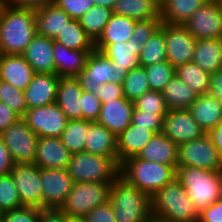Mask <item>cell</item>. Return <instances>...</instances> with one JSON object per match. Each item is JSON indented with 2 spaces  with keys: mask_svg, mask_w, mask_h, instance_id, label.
<instances>
[{
  "mask_svg": "<svg viewBox=\"0 0 222 222\" xmlns=\"http://www.w3.org/2000/svg\"><path fill=\"white\" fill-rule=\"evenodd\" d=\"M37 34L35 10L6 5L0 13V54L21 55Z\"/></svg>",
  "mask_w": 222,
  "mask_h": 222,
  "instance_id": "1",
  "label": "cell"
},
{
  "mask_svg": "<svg viewBox=\"0 0 222 222\" xmlns=\"http://www.w3.org/2000/svg\"><path fill=\"white\" fill-rule=\"evenodd\" d=\"M152 217L165 222H198L200 212L175 178L151 196Z\"/></svg>",
  "mask_w": 222,
  "mask_h": 222,
  "instance_id": "2",
  "label": "cell"
},
{
  "mask_svg": "<svg viewBox=\"0 0 222 222\" xmlns=\"http://www.w3.org/2000/svg\"><path fill=\"white\" fill-rule=\"evenodd\" d=\"M109 201L116 222H148L152 218L151 196L120 175L111 183Z\"/></svg>",
  "mask_w": 222,
  "mask_h": 222,
  "instance_id": "3",
  "label": "cell"
},
{
  "mask_svg": "<svg viewBox=\"0 0 222 222\" xmlns=\"http://www.w3.org/2000/svg\"><path fill=\"white\" fill-rule=\"evenodd\" d=\"M176 179L186 189L199 212L222 198V171L177 166Z\"/></svg>",
  "mask_w": 222,
  "mask_h": 222,
  "instance_id": "4",
  "label": "cell"
},
{
  "mask_svg": "<svg viewBox=\"0 0 222 222\" xmlns=\"http://www.w3.org/2000/svg\"><path fill=\"white\" fill-rule=\"evenodd\" d=\"M119 175L128 183L152 196L176 178V168L135 156L120 164Z\"/></svg>",
  "mask_w": 222,
  "mask_h": 222,
  "instance_id": "5",
  "label": "cell"
},
{
  "mask_svg": "<svg viewBox=\"0 0 222 222\" xmlns=\"http://www.w3.org/2000/svg\"><path fill=\"white\" fill-rule=\"evenodd\" d=\"M74 183H112L120 172L117 157H103L86 152L74 153L67 167Z\"/></svg>",
  "mask_w": 222,
  "mask_h": 222,
  "instance_id": "6",
  "label": "cell"
},
{
  "mask_svg": "<svg viewBox=\"0 0 222 222\" xmlns=\"http://www.w3.org/2000/svg\"><path fill=\"white\" fill-rule=\"evenodd\" d=\"M111 183H74L59 210L67 217L85 218L95 207L109 201Z\"/></svg>",
  "mask_w": 222,
  "mask_h": 222,
  "instance_id": "7",
  "label": "cell"
},
{
  "mask_svg": "<svg viewBox=\"0 0 222 222\" xmlns=\"http://www.w3.org/2000/svg\"><path fill=\"white\" fill-rule=\"evenodd\" d=\"M127 73V69L118 70L102 52L94 50L76 78L84 91L94 93L104 83L123 84Z\"/></svg>",
  "mask_w": 222,
  "mask_h": 222,
  "instance_id": "8",
  "label": "cell"
},
{
  "mask_svg": "<svg viewBox=\"0 0 222 222\" xmlns=\"http://www.w3.org/2000/svg\"><path fill=\"white\" fill-rule=\"evenodd\" d=\"M0 138L8 148L14 164L34 163L39 137L23 118L0 133Z\"/></svg>",
  "mask_w": 222,
  "mask_h": 222,
  "instance_id": "9",
  "label": "cell"
},
{
  "mask_svg": "<svg viewBox=\"0 0 222 222\" xmlns=\"http://www.w3.org/2000/svg\"><path fill=\"white\" fill-rule=\"evenodd\" d=\"M178 166L222 171V159L211 138L206 133L198 139L179 145Z\"/></svg>",
  "mask_w": 222,
  "mask_h": 222,
  "instance_id": "10",
  "label": "cell"
},
{
  "mask_svg": "<svg viewBox=\"0 0 222 222\" xmlns=\"http://www.w3.org/2000/svg\"><path fill=\"white\" fill-rule=\"evenodd\" d=\"M22 118L38 137L60 138L68 121L56 103L28 109Z\"/></svg>",
  "mask_w": 222,
  "mask_h": 222,
  "instance_id": "11",
  "label": "cell"
},
{
  "mask_svg": "<svg viewBox=\"0 0 222 222\" xmlns=\"http://www.w3.org/2000/svg\"><path fill=\"white\" fill-rule=\"evenodd\" d=\"M197 39H222V0H209L185 24Z\"/></svg>",
  "mask_w": 222,
  "mask_h": 222,
  "instance_id": "12",
  "label": "cell"
},
{
  "mask_svg": "<svg viewBox=\"0 0 222 222\" xmlns=\"http://www.w3.org/2000/svg\"><path fill=\"white\" fill-rule=\"evenodd\" d=\"M166 43V56L175 68L190 63L196 46V38L185 25H170L161 23Z\"/></svg>",
  "mask_w": 222,
  "mask_h": 222,
  "instance_id": "13",
  "label": "cell"
},
{
  "mask_svg": "<svg viewBox=\"0 0 222 222\" xmlns=\"http://www.w3.org/2000/svg\"><path fill=\"white\" fill-rule=\"evenodd\" d=\"M10 173L18 190L22 205L42 209L40 168L34 163L14 164Z\"/></svg>",
  "mask_w": 222,
  "mask_h": 222,
  "instance_id": "14",
  "label": "cell"
},
{
  "mask_svg": "<svg viewBox=\"0 0 222 222\" xmlns=\"http://www.w3.org/2000/svg\"><path fill=\"white\" fill-rule=\"evenodd\" d=\"M40 182L42 184V209H59L74 184L67 169L40 168Z\"/></svg>",
  "mask_w": 222,
  "mask_h": 222,
  "instance_id": "15",
  "label": "cell"
},
{
  "mask_svg": "<svg viewBox=\"0 0 222 222\" xmlns=\"http://www.w3.org/2000/svg\"><path fill=\"white\" fill-rule=\"evenodd\" d=\"M162 132L178 146L206 134L189 109L169 110L163 118Z\"/></svg>",
  "mask_w": 222,
  "mask_h": 222,
  "instance_id": "16",
  "label": "cell"
},
{
  "mask_svg": "<svg viewBox=\"0 0 222 222\" xmlns=\"http://www.w3.org/2000/svg\"><path fill=\"white\" fill-rule=\"evenodd\" d=\"M134 110V102L125 97L102 103L98 123L105 126L116 137L130 124Z\"/></svg>",
  "mask_w": 222,
  "mask_h": 222,
  "instance_id": "17",
  "label": "cell"
},
{
  "mask_svg": "<svg viewBox=\"0 0 222 222\" xmlns=\"http://www.w3.org/2000/svg\"><path fill=\"white\" fill-rule=\"evenodd\" d=\"M71 156L61 138L39 137L34 164L43 169H67Z\"/></svg>",
  "mask_w": 222,
  "mask_h": 222,
  "instance_id": "18",
  "label": "cell"
},
{
  "mask_svg": "<svg viewBox=\"0 0 222 222\" xmlns=\"http://www.w3.org/2000/svg\"><path fill=\"white\" fill-rule=\"evenodd\" d=\"M142 47V43L133 39L118 43H95V50L102 52L110 59L113 67L128 71L140 66L139 56Z\"/></svg>",
  "mask_w": 222,
  "mask_h": 222,
  "instance_id": "19",
  "label": "cell"
},
{
  "mask_svg": "<svg viewBox=\"0 0 222 222\" xmlns=\"http://www.w3.org/2000/svg\"><path fill=\"white\" fill-rule=\"evenodd\" d=\"M59 76L35 73L28 87L23 91L28 109L55 103Z\"/></svg>",
  "mask_w": 222,
  "mask_h": 222,
  "instance_id": "20",
  "label": "cell"
},
{
  "mask_svg": "<svg viewBox=\"0 0 222 222\" xmlns=\"http://www.w3.org/2000/svg\"><path fill=\"white\" fill-rule=\"evenodd\" d=\"M53 42L54 39L36 34L21 54L34 73L55 74Z\"/></svg>",
  "mask_w": 222,
  "mask_h": 222,
  "instance_id": "21",
  "label": "cell"
},
{
  "mask_svg": "<svg viewBox=\"0 0 222 222\" xmlns=\"http://www.w3.org/2000/svg\"><path fill=\"white\" fill-rule=\"evenodd\" d=\"M34 74L33 68L22 55L0 54V80L24 91Z\"/></svg>",
  "mask_w": 222,
  "mask_h": 222,
  "instance_id": "22",
  "label": "cell"
},
{
  "mask_svg": "<svg viewBox=\"0 0 222 222\" xmlns=\"http://www.w3.org/2000/svg\"><path fill=\"white\" fill-rule=\"evenodd\" d=\"M82 92L76 77H59L55 103L68 120L82 119Z\"/></svg>",
  "mask_w": 222,
  "mask_h": 222,
  "instance_id": "23",
  "label": "cell"
},
{
  "mask_svg": "<svg viewBox=\"0 0 222 222\" xmlns=\"http://www.w3.org/2000/svg\"><path fill=\"white\" fill-rule=\"evenodd\" d=\"M155 132L132 123L117 136V160L120 165L128 158L138 156Z\"/></svg>",
  "mask_w": 222,
  "mask_h": 222,
  "instance_id": "24",
  "label": "cell"
},
{
  "mask_svg": "<svg viewBox=\"0 0 222 222\" xmlns=\"http://www.w3.org/2000/svg\"><path fill=\"white\" fill-rule=\"evenodd\" d=\"M94 50H71L54 41L55 74L59 77H76L86 66L88 56Z\"/></svg>",
  "mask_w": 222,
  "mask_h": 222,
  "instance_id": "25",
  "label": "cell"
},
{
  "mask_svg": "<svg viewBox=\"0 0 222 222\" xmlns=\"http://www.w3.org/2000/svg\"><path fill=\"white\" fill-rule=\"evenodd\" d=\"M178 150L179 146L163 132H160L154 134L137 157L142 160L153 161L177 168Z\"/></svg>",
  "mask_w": 222,
  "mask_h": 222,
  "instance_id": "26",
  "label": "cell"
},
{
  "mask_svg": "<svg viewBox=\"0 0 222 222\" xmlns=\"http://www.w3.org/2000/svg\"><path fill=\"white\" fill-rule=\"evenodd\" d=\"M189 110L205 133L222 121V103L211 94L197 96Z\"/></svg>",
  "mask_w": 222,
  "mask_h": 222,
  "instance_id": "27",
  "label": "cell"
},
{
  "mask_svg": "<svg viewBox=\"0 0 222 222\" xmlns=\"http://www.w3.org/2000/svg\"><path fill=\"white\" fill-rule=\"evenodd\" d=\"M84 152L103 157H117V137L97 121L91 122Z\"/></svg>",
  "mask_w": 222,
  "mask_h": 222,
  "instance_id": "28",
  "label": "cell"
},
{
  "mask_svg": "<svg viewBox=\"0 0 222 222\" xmlns=\"http://www.w3.org/2000/svg\"><path fill=\"white\" fill-rule=\"evenodd\" d=\"M37 34L55 39L71 17L55 3L35 10Z\"/></svg>",
  "mask_w": 222,
  "mask_h": 222,
  "instance_id": "29",
  "label": "cell"
},
{
  "mask_svg": "<svg viewBox=\"0 0 222 222\" xmlns=\"http://www.w3.org/2000/svg\"><path fill=\"white\" fill-rule=\"evenodd\" d=\"M209 74L222 69V39H199L192 61Z\"/></svg>",
  "mask_w": 222,
  "mask_h": 222,
  "instance_id": "30",
  "label": "cell"
},
{
  "mask_svg": "<svg viewBox=\"0 0 222 222\" xmlns=\"http://www.w3.org/2000/svg\"><path fill=\"white\" fill-rule=\"evenodd\" d=\"M209 0H166L160 9L162 23L185 25L191 16Z\"/></svg>",
  "mask_w": 222,
  "mask_h": 222,
  "instance_id": "31",
  "label": "cell"
},
{
  "mask_svg": "<svg viewBox=\"0 0 222 222\" xmlns=\"http://www.w3.org/2000/svg\"><path fill=\"white\" fill-rule=\"evenodd\" d=\"M169 110L189 109L197 94L175 74L162 91Z\"/></svg>",
  "mask_w": 222,
  "mask_h": 222,
  "instance_id": "32",
  "label": "cell"
},
{
  "mask_svg": "<svg viewBox=\"0 0 222 222\" xmlns=\"http://www.w3.org/2000/svg\"><path fill=\"white\" fill-rule=\"evenodd\" d=\"M135 19L124 15L112 14L101 36L95 43L127 42L131 39L136 24Z\"/></svg>",
  "mask_w": 222,
  "mask_h": 222,
  "instance_id": "33",
  "label": "cell"
},
{
  "mask_svg": "<svg viewBox=\"0 0 222 222\" xmlns=\"http://www.w3.org/2000/svg\"><path fill=\"white\" fill-rule=\"evenodd\" d=\"M112 10L137 21L161 19L160 9L150 0H117Z\"/></svg>",
  "mask_w": 222,
  "mask_h": 222,
  "instance_id": "34",
  "label": "cell"
},
{
  "mask_svg": "<svg viewBox=\"0 0 222 222\" xmlns=\"http://www.w3.org/2000/svg\"><path fill=\"white\" fill-rule=\"evenodd\" d=\"M54 41L71 50H95V43L81 26L79 19H70Z\"/></svg>",
  "mask_w": 222,
  "mask_h": 222,
  "instance_id": "35",
  "label": "cell"
},
{
  "mask_svg": "<svg viewBox=\"0 0 222 222\" xmlns=\"http://www.w3.org/2000/svg\"><path fill=\"white\" fill-rule=\"evenodd\" d=\"M175 74L198 96L209 94L211 74L203 71L196 63L190 62L177 66Z\"/></svg>",
  "mask_w": 222,
  "mask_h": 222,
  "instance_id": "36",
  "label": "cell"
},
{
  "mask_svg": "<svg viewBox=\"0 0 222 222\" xmlns=\"http://www.w3.org/2000/svg\"><path fill=\"white\" fill-rule=\"evenodd\" d=\"M112 14L111 8L94 5L79 18L81 26L94 43L101 36Z\"/></svg>",
  "mask_w": 222,
  "mask_h": 222,
  "instance_id": "37",
  "label": "cell"
},
{
  "mask_svg": "<svg viewBox=\"0 0 222 222\" xmlns=\"http://www.w3.org/2000/svg\"><path fill=\"white\" fill-rule=\"evenodd\" d=\"M91 122L84 119L67 121L66 128L60 138L71 154L84 152Z\"/></svg>",
  "mask_w": 222,
  "mask_h": 222,
  "instance_id": "38",
  "label": "cell"
},
{
  "mask_svg": "<svg viewBox=\"0 0 222 222\" xmlns=\"http://www.w3.org/2000/svg\"><path fill=\"white\" fill-rule=\"evenodd\" d=\"M167 61L164 31L159 28L152 37L143 44L139 56L140 66L147 67L152 64Z\"/></svg>",
  "mask_w": 222,
  "mask_h": 222,
  "instance_id": "39",
  "label": "cell"
},
{
  "mask_svg": "<svg viewBox=\"0 0 222 222\" xmlns=\"http://www.w3.org/2000/svg\"><path fill=\"white\" fill-rule=\"evenodd\" d=\"M150 90L145 67L138 66L129 70L123 82V95L126 99L135 101Z\"/></svg>",
  "mask_w": 222,
  "mask_h": 222,
  "instance_id": "40",
  "label": "cell"
},
{
  "mask_svg": "<svg viewBox=\"0 0 222 222\" xmlns=\"http://www.w3.org/2000/svg\"><path fill=\"white\" fill-rule=\"evenodd\" d=\"M150 90L162 92L175 75L176 68L169 62H159L145 67Z\"/></svg>",
  "mask_w": 222,
  "mask_h": 222,
  "instance_id": "41",
  "label": "cell"
},
{
  "mask_svg": "<svg viewBox=\"0 0 222 222\" xmlns=\"http://www.w3.org/2000/svg\"><path fill=\"white\" fill-rule=\"evenodd\" d=\"M22 207L24 206L11 173L0 176V213Z\"/></svg>",
  "mask_w": 222,
  "mask_h": 222,
  "instance_id": "42",
  "label": "cell"
},
{
  "mask_svg": "<svg viewBox=\"0 0 222 222\" xmlns=\"http://www.w3.org/2000/svg\"><path fill=\"white\" fill-rule=\"evenodd\" d=\"M0 102L6 104L21 118L28 110L24 92L2 80H0Z\"/></svg>",
  "mask_w": 222,
  "mask_h": 222,
  "instance_id": "43",
  "label": "cell"
},
{
  "mask_svg": "<svg viewBox=\"0 0 222 222\" xmlns=\"http://www.w3.org/2000/svg\"><path fill=\"white\" fill-rule=\"evenodd\" d=\"M133 102L136 110L154 114H167L169 112L163 93L160 91L149 90Z\"/></svg>",
  "mask_w": 222,
  "mask_h": 222,
  "instance_id": "44",
  "label": "cell"
},
{
  "mask_svg": "<svg viewBox=\"0 0 222 222\" xmlns=\"http://www.w3.org/2000/svg\"><path fill=\"white\" fill-rule=\"evenodd\" d=\"M166 114H154L134 108L131 123L146 127L153 130L155 133H160L163 130V118Z\"/></svg>",
  "mask_w": 222,
  "mask_h": 222,
  "instance_id": "45",
  "label": "cell"
},
{
  "mask_svg": "<svg viewBox=\"0 0 222 222\" xmlns=\"http://www.w3.org/2000/svg\"><path fill=\"white\" fill-rule=\"evenodd\" d=\"M40 208L22 207L0 213V222H38Z\"/></svg>",
  "mask_w": 222,
  "mask_h": 222,
  "instance_id": "46",
  "label": "cell"
},
{
  "mask_svg": "<svg viewBox=\"0 0 222 222\" xmlns=\"http://www.w3.org/2000/svg\"><path fill=\"white\" fill-rule=\"evenodd\" d=\"M161 19H148L136 21L131 39L145 44L152 35L160 28Z\"/></svg>",
  "mask_w": 222,
  "mask_h": 222,
  "instance_id": "47",
  "label": "cell"
},
{
  "mask_svg": "<svg viewBox=\"0 0 222 222\" xmlns=\"http://www.w3.org/2000/svg\"><path fill=\"white\" fill-rule=\"evenodd\" d=\"M102 102L100 99L91 92H82V119L88 121H97L100 115Z\"/></svg>",
  "mask_w": 222,
  "mask_h": 222,
  "instance_id": "48",
  "label": "cell"
},
{
  "mask_svg": "<svg viewBox=\"0 0 222 222\" xmlns=\"http://www.w3.org/2000/svg\"><path fill=\"white\" fill-rule=\"evenodd\" d=\"M55 4L72 19H79L94 6L92 0H55Z\"/></svg>",
  "mask_w": 222,
  "mask_h": 222,
  "instance_id": "49",
  "label": "cell"
},
{
  "mask_svg": "<svg viewBox=\"0 0 222 222\" xmlns=\"http://www.w3.org/2000/svg\"><path fill=\"white\" fill-rule=\"evenodd\" d=\"M85 219L87 222H116L110 201L95 207L86 215Z\"/></svg>",
  "mask_w": 222,
  "mask_h": 222,
  "instance_id": "50",
  "label": "cell"
},
{
  "mask_svg": "<svg viewBox=\"0 0 222 222\" xmlns=\"http://www.w3.org/2000/svg\"><path fill=\"white\" fill-rule=\"evenodd\" d=\"M94 94L102 103L123 98V84H115L111 82L104 83L95 90Z\"/></svg>",
  "mask_w": 222,
  "mask_h": 222,
  "instance_id": "51",
  "label": "cell"
},
{
  "mask_svg": "<svg viewBox=\"0 0 222 222\" xmlns=\"http://www.w3.org/2000/svg\"><path fill=\"white\" fill-rule=\"evenodd\" d=\"M198 222H222V198L203 209Z\"/></svg>",
  "mask_w": 222,
  "mask_h": 222,
  "instance_id": "52",
  "label": "cell"
},
{
  "mask_svg": "<svg viewBox=\"0 0 222 222\" xmlns=\"http://www.w3.org/2000/svg\"><path fill=\"white\" fill-rule=\"evenodd\" d=\"M20 118L21 117L6 104L0 102V133Z\"/></svg>",
  "mask_w": 222,
  "mask_h": 222,
  "instance_id": "53",
  "label": "cell"
},
{
  "mask_svg": "<svg viewBox=\"0 0 222 222\" xmlns=\"http://www.w3.org/2000/svg\"><path fill=\"white\" fill-rule=\"evenodd\" d=\"M14 166V161L10 155L8 148L0 138V176L10 174Z\"/></svg>",
  "mask_w": 222,
  "mask_h": 222,
  "instance_id": "54",
  "label": "cell"
},
{
  "mask_svg": "<svg viewBox=\"0 0 222 222\" xmlns=\"http://www.w3.org/2000/svg\"><path fill=\"white\" fill-rule=\"evenodd\" d=\"M38 222H67V216L59 209L43 208L40 209Z\"/></svg>",
  "mask_w": 222,
  "mask_h": 222,
  "instance_id": "55",
  "label": "cell"
},
{
  "mask_svg": "<svg viewBox=\"0 0 222 222\" xmlns=\"http://www.w3.org/2000/svg\"><path fill=\"white\" fill-rule=\"evenodd\" d=\"M55 0H8V5L16 8L39 9L54 4Z\"/></svg>",
  "mask_w": 222,
  "mask_h": 222,
  "instance_id": "56",
  "label": "cell"
},
{
  "mask_svg": "<svg viewBox=\"0 0 222 222\" xmlns=\"http://www.w3.org/2000/svg\"><path fill=\"white\" fill-rule=\"evenodd\" d=\"M209 94L222 103V69L211 74Z\"/></svg>",
  "mask_w": 222,
  "mask_h": 222,
  "instance_id": "57",
  "label": "cell"
},
{
  "mask_svg": "<svg viewBox=\"0 0 222 222\" xmlns=\"http://www.w3.org/2000/svg\"><path fill=\"white\" fill-rule=\"evenodd\" d=\"M207 134L211 138L212 143L216 147L222 159V121Z\"/></svg>",
  "mask_w": 222,
  "mask_h": 222,
  "instance_id": "58",
  "label": "cell"
},
{
  "mask_svg": "<svg viewBox=\"0 0 222 222\" xmlns=\"http://www.w3.org/2000/svg\"><path fill=\"white\" fill-rule=\"evenodd\" d=\"M95 6H103L113 9L117 0H92Z\"/></svg>",
  "mask_w": 222,
  "mask_h": 222,
  "instance_id": "59",
  "label": "cell"
},
{
  "mask_svg": "<svg viewBox=\"0 0 222 222\" xmlns=\"http://www.w3.org/2000/svg\"><path fill=\"white\" fill-rule=\"evenodd\" d=\"M153 4H155L159 9H161L164 5L166 0H150Z\"/></svg>",
  "mask_w": 222,
  "mask_h": 222,
  "instance_id": "60",
  "label": "cell"
},
{
  "mask_svg": "<svg viewBox=\"0 0 222 222\" xmlns=\"http://www.w3.org/2000/svg\"><path fill=\"white\" fill-rule=\"evenodd\" d=\"M67 222H87L85 218L67 217Z\"/></svg>",
  "mask_w": 222,
  "mask_h": 222,
  "instance_id": "61",
  "label": "cell"
},
{
  "mask_svg": "<svg viewBox=\"0 0 222 222\" xmlns=\"http://www.w3.org/2000/svg\"><path fill=\"white\" fill-rule=\"evenodd\" d=\"M8 4V0H0V7H4Z\"/></svg>",
  "mask_w": 222,
  "mask_h": 222,
  "instance_id": "62",
  "label": "cell"
},
{
  "mask_svg": "<svg viewBox=\"0 0 222 222\" xmlns=\"http://www.w3.org/2000/svg\"><path fill=\"white\" fill-rule=\"evenodd\" d=\"M148 222H165V221H162V220H159V219H156V218H151Z\"/></svg>",
  "mask_w": 222,
  "mask_h": 222,
  "instance_id": "63",
  "label": "cell"
}]
</instances>
